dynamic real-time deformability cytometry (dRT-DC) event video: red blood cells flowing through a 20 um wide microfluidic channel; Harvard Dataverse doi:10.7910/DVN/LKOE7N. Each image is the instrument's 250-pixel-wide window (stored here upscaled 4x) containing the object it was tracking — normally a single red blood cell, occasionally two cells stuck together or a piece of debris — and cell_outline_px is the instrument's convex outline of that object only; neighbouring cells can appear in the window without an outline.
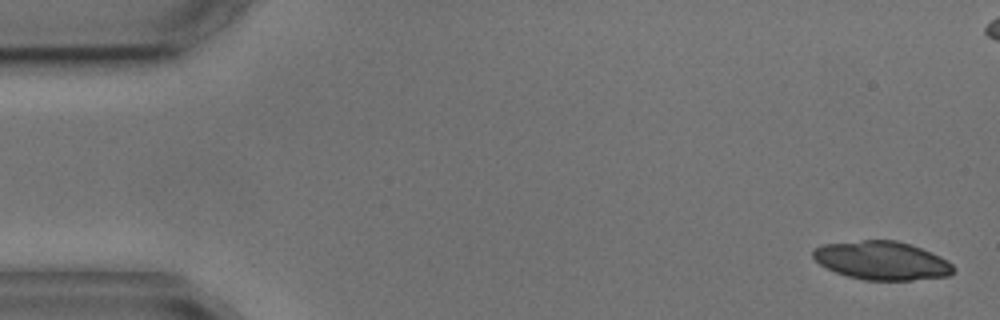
{"species": "common noctule bat (a hibernating species)", "species_latin": "Nyctalus noctula", "temperature_condition": "cold", "stored_images_in_passage": 4, "segment_of_instrument_passage": [2, 2], "camera_frame_rate_fps": 3000, "um_per_image_px": 0.085, "animal": {"sex": "male", "body_mass_g": 17.9, "forearm_length_mm": 54.2}, "frame": {"image": 1, "passage_image": 4, "time_ms": 4.667, "image_size_px": [1000, 320], "cell_outline_px": [[956, 268], [948, 276], [912, 280], [864, 280], [848, 276], [836, 272], [820, 264], [812, 256], [812, 248], [824, 244], [864, 240], [896, 240], [920, 248], [940, 256], [948, 260]], "centroid_in_image_um": [74.95, 22.15], "position_along_channel_um": 10.0, "area_um2": 31.39}}